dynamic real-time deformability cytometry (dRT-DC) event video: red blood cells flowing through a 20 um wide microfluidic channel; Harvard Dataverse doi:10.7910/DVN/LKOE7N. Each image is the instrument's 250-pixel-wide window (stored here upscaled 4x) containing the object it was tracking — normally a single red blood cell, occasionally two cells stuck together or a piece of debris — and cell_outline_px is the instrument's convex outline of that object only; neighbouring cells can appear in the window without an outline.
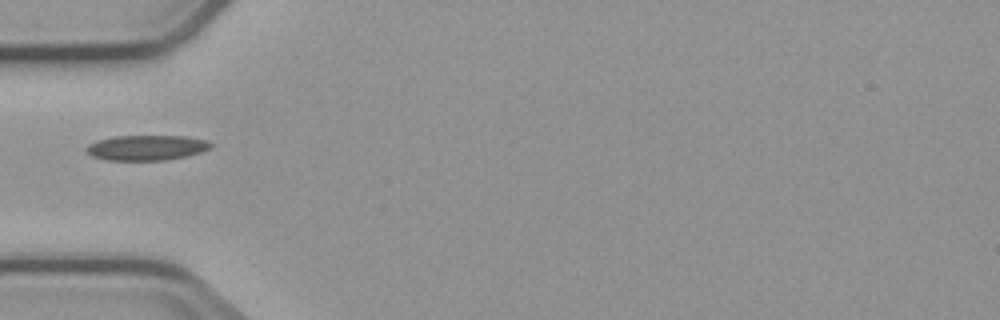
{"species": "common noctule bat (a hibernating species)", "species_latin": "Nyctalus noctula", "temperature_condition": "cold", "stored_images_in_passage": 1, "camera_frame_rate_fps": 3000, "um_per_image_px": 0.085, "animal": {"sex": "male", "body_mass_g": 23.1, "forearm_length_mm": 52.7}, "frame": {"image": 1, "passage_image": 1, "time_ms": 0.0, "image_size_px": [1000, 320], "cell_outline_px": [[212, 148], [200, 152], [168, 160], [108, 160], [92, 156], [84, 148], [88, 144], [96, 140], [116, 136], [184, 136], [208, 140], [212, 144]], "centroid_in_image_um": [12.45, 12.55], "position_along_channel_um": 72.5, "area_um2": 18.26}}